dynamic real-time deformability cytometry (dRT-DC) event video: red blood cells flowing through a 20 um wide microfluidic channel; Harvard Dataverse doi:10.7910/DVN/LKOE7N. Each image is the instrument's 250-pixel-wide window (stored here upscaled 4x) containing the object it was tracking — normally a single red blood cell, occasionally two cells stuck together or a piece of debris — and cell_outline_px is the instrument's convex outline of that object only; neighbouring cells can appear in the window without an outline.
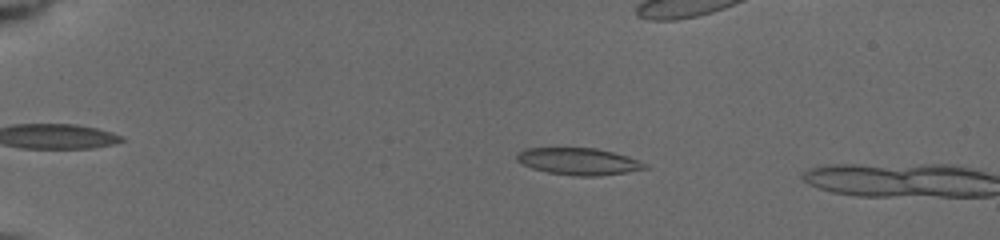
{"species": "common noctule bat (a hibernating species)", "species_latin": "Nyctalus noctula", "temperature_condition": "cold", "stored_images_in_passage": 8, "camera_frame_rate_fps": 3000, "um_per_image_px": 0.085, "animal": {"sex": "female", "body_mass_g": 19.5, "forearm_length_mm": 54.1}, "frame": {"image": 1, "passage_image": 7, "time_ms": 3.667, "image_size_px": [1000, 240], "cell_outline_px": [[648, 168], [624, 172], [596, 176], [580, 176], [548, 172], [532, 168], [516, 160], [516, 156], [524, 148], [596, 148], [628, 156], [648, 164]], "centroid_in_image_um": [49.19, 13.71], "position_along_channel_um": 35.8, "area_um2": 19.83}}